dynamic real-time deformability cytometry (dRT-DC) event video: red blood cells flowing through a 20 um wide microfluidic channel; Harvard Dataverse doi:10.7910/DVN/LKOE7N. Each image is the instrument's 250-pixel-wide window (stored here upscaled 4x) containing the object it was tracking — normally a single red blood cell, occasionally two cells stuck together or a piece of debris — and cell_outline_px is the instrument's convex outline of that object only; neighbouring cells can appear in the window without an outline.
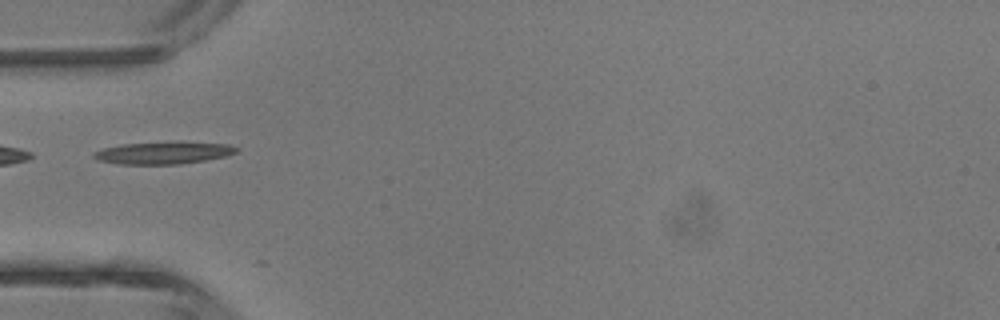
{"species": "common noctule bat (a hibernating species)", "species_latin": "Nyctalus noctula", "temperature_condition": "room temperature", "stored_images_in_passage": 5, "segment_of_instrument_passage": [2, 2], "camera_frame_rate_fps": 3000, "um_per_image_px": 0.085, "animal": {"sex": "male", "body_mass_g": 13.3}, "frame": {"image": 1, "passage_image": 5, "time_ms": 4.667, "image_size_px": [1000, 320], "cell_outline_px": [[240, 148], [236, 152], [228, 156], [180, 164], [116, 164], [96, 160], [92, 156], [92, 152], [104, 148], [120, 144], [180, 140], [228, 144]], "centroid_in_image_um": [13.9, 12.96], "position_along_channel_um": 71.1, "area_um2": 19.19}}